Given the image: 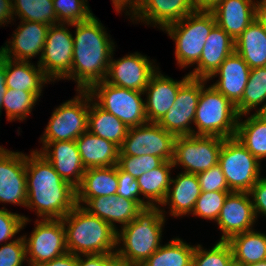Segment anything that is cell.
I'll return each mask as SVG.
<instances>
[{
    "mask_svg": "<svg viewBox=\"0 0 266 266\" xmlns=\"http://www.w3.org/2000/svg\"><path fill=\"white\" fill-rule=\"evenodd\" d=\"M77 256V266H111L116 260V253Z\"/></svg>",
    "mask_w": 266,
    "mask_h": 266,
    "instance_id": "c3c4849f",
    "label": "cell"
},
{
    "mask_svg": "<svg viewBox=\"0 0 266 266\" xmlns=\"http://www.w3.org/2000/svg\"><path fill=\"white\" fill-rule=\"evenodd\" d=\"M200 194L201 188L197 174L181 172L176 179H171L162 205L169 204L170 214L174 217L190 214Z\"/></svg>",
    "mask_w": 266,
    "mask_h": 266,
    "instance_id": "4316f807",
    "label": "cell"
},
{
    "mask_svg": "<svg viewBox=\"0 0 266 266\" xmlns=\"http://www.w3.org/2000/svg\"><path fill=\"white\" fill-rule=\"evenodd\" d=\"M26 258L23 236L0 247V266H22Z\"/></svg>",
    "mask_w": 266,
    "mask_h": 266,
    "instance_id": "ee69618b",
    "label": "cell"
},
{
    "mask_svg": "<svg viewBox=\"0 0 266 266\" xmlns=\"http://www.w3.org/2000/svg\"><path fill=\"white\" fill-rule=\"evenodd\" d=\"M26 207L42 219H62L76 204V188L63 180L37 150L26 155Z\"/></svg>",
    "mask_w": 266,
    "mask_h": 266,
    "instance_id": "6da1fadb",
    "label": "cell"
},
{
    "mask_svg": "<svg viewBox=\"0 0 266 266\" xmlns=\"http://www.w3.org/2000/svg\"><path fill=\"white\" fill-rule=\"evenodd\" d=\"M35 224L30 237L23 236L26 261L30 266L51 261L68 252L62 219H37Z\"/></svg>",
    "mask_w": 266,
    "mask_h": 266,
    "instance_id": "4fadbf2b",
    "label": "cell"
},
{
    "mask_svg": "<svg viewBox=\"0 0 266 266\" xmlns=\"http://www.w3.org/2000/svg\"><path fill=\"white\" fill-rule=\"evenodd\" d=\"M90 214L98 216L110 224L117 231L115 223L125 226L132 222L137 213L144 207L142 201L130 200L118 196L117 194L110 196H99L94 198H76V204L82 205Z\"/></svg>",
    "mask_w": 266,
    "mask_h": 266,
    "instance_id": "ac0fdd59",
    "label": "cell"
},
{
    "mask_svg": "<svg viewBox=\"0 0 266 266\" xmlns=\"http://www.w3.org/2000/svg\"><path fill=\"white\" fill-rule=\"evenodd\" d=\"M66 25L76 28L71 80L77 82L76 91H88L105 80L115 45L94 14L86 21Z\"/></svg>",
    "mask_w": 266,
    "mask_h": 266,
    "instance_id": "7a4b0ae2",
    "label": "cell"
},
{
    "mask_svg": "<svg viewBox=\"0 0 266 266\" xmlns=\"http://www.w3.org/2000/svg\"><path fill=\"white\" fill-rule=\"evenodd\" d=\"M235 51L250 69L266 66V27L255 19L235 39Z\"/></svg>",
    "mask_w": 266,
    "mask_h": 266,
    "instance_id": "f1b7e54d",
    "label": "cell"
},
{
    "mask_svg": "<svg viewBox=\"0 0 266 266\" xmlns=\"http://www.w3.org/2000/svg\"><path fill=\"white\" fill-rule=\"evenodd\" d=\"M216 20L211 11L195 10L164 31L175 41V57L181 68L197 64Z\"/></svg>",
    "mask_w": 266,
    "mask_h": 266,
    "instance_id": "8992f818",
    "label": "cell"
},
{
    "mask_svg": "<svg viewBox=\"0 0 266 266\" xmlns=\"http://www.w3.org/2000/svg\"><path fill=\"white\" fill-rule=\"evenodd\" d=\"M255 4H266V0L256 1Z\"/></svg>",
    "mask_w": 266,
    "mask_h": 266,
    "instance_id": "91938a15",
    "label": "cell"
},
{
    "mask_svg": "<svg viewBox=\"0 0 266 266\" xmlns=\"http://www.w3.org/2000/svg\"><path fill=\"white\" fill-rule=\"evenodd\" d=\"M117 165L85 170L81 184L76 188V198H94L117 194Z\"/></svg>",
    "mask_w": 266,
    "mask_h": 266,
    "instance_id": "f546056e",
    "label": "cell"
},
{
    "mask_svg": "<svg viewBox=\"0 0 266 266\" xmlns=\"http://www.w3.org/2000/svg\"><path fill=\"white\" fill-rule=\"evenodd\" d=\"M229 193L222 191L201 192L192 214L204 219L216 221Z\"/></svg>",
    "mask_w": 266,
    "mask_h": 266,
    "instance_id": "60d3db41",
    "label": "cell"
},
{
    "mask_svg": "<svg viewBox=\"0 0 266 266\" xmlns=\"http://www.w3.org/2000/svg\"><path fill=\"white\" fill-rule=\"evenodd\" d=\"M5 56L0 52V115L3 108L4 94L6 93Z\"/></svg>",
    "mask_w": 266,
    "mask_h": 266,
    "instance_id": "f5cc1de1",
    "label": "cell"
},
{
    "mask_svg": "<svg viewBox=\"0 0 266 266\" xmlns=\"http://www.w3.org/2000/svg\"><path fill=\"white\" fill-rule=\"evenodd\" d=\"M88 92L100 108L116 116L129 128L148 123L145 104L141 98L143 92L118 87L105 81L94 84Z\"/></svg>",
    "mask_w": 266,
    "mask_h": 266,
    "instance_id": "52a82bcc",
    "label": "cell"
},
{
    "mask_svg": "<svg viewBox=\"0 0 266 266\" xmlns=\"http://www.w3.org/2000/svg\"><path fill=\"white\" fill-rule=\"evenodd\" d=\"M221 0H193L196 10H212Z\"/></svg>",
    "mask_w": 266,
    "mask_h": 266,
    "instance_id": "db71d44e",
    "label": "cell"
},
{
    "mask_svg": "<svg viewBox=\"0 0 266 266\" xmlns=\"http://www.w3.org/2000/svg\"><path fill=\"white\" fill-rule=\"evenodd\" d=\"M0 202L26 207V154L0 146Z\"/></svg>",
    "mask_w": 266,
    "mask_h": 266,
    "instance_id": "2e32d148",
    "label": "cell"
},
{
    "mask_svg": "<svg viewBox=\"0 0 266 266\" xmlns=\"http://www.w3.org/2000/svg\"><path fill=\"white\" fill-rule=\"evenodd\" d=\"M42 143L43 147L38 152L53 165L63 180L77 188L81 184L86 169L82 163L76 141Z\"/></svg>",
    "mask_w": 266,
    "mask_h": 266,
    "instance_id": "d6986e66",
    "label": "cell"
},
{
    "mask_svg": "<svg viewBox=\"0 0 266 266\" xmlns=\"http://www.w3.org/2000/svg\"><path fill=\"white\" fill-rule=\"evenodd\" d=\"M13 14L21 21L41 22L47 25L57 24L53 0H12Z\"/></svg>",
    "mask_w": 266,
    "mask_h": 266,
    "instance_id": "8d00e7d4",
    "label": "cell"
},
{
    "mask_svg": "<svg viewBox=\"0 0 266 266\" xmlns=\"http://www.w3.org/2000/svg\"><path fill=\"white\" fill-rule=\"evenodd\" d=\"M49 27L50 25L41 22L21 21L13 34V41H7L10 45L2 46L0 52L5 57L18 61H29L41 52V59Z\"/></svg>",
    "mask_w": 266,
    "mask_h": 266,
    "instance_id": "ffe728a7",
    "label": "cell"
},
{
    "mask_svg": "<svg viewBox=\"0 0 266 266\" xmlns=\"http://www.w3.org/2000/svg\"><path fill=\"white\" fill-rule=\"evenodd\" d=\"M234 51L235 40L216 24L206 39L197 67L188 75L194 79L209 80L223 61Z\"/></svg>",
    "mask_w": 266,
    "mask_h": 266,
    "instance_id": "7402d4cb",
    "label": "cell"
},
{
    "mask_svg": "<svg viewBox=\"0 0 266 266\" xmlns=\"http://www.w3.org/2000/svg\"><path fill=\"white\" fill-rule=\"evenodd\" d=\"M246 266H266V260L259 261V262H256V263H252V264H249V265H246Z\"/></svg>",
    "mask_w": 266,
    "mask_h": 266,
    "instance_id": "680465c9",
    "label": "cell"
},
{
    "mask_svg": "<svg viewBox=\"0 0 266 266\" xmlns=\"http://www.w3.org/2000/svg\"><path fill=\"white\" fill-rule=\"evenodd\" d=\"M140 53L126 55L118 60L111 57L105 82L118 87L144 92L152 75L159 69Z\"/></svg>",
    "mask_w": 266,
    "mask_h": 266,
    "instance_id": "9a60e30c",
    "label": "cell"
},
{
    "mask_svg": "<svg viewBox=\"0 0 266 266\" xmlns=\"http://www.w3.org/2000/svg\"><path fill=\"white\" fill-rule=\"evenodd\" d=\"M62 222L68 252L82 257L116 253L119 246L117 230L98 216L90 214L83 205H76L62 218Z\"/></svg>",
    "mask_w": 266,
    "mask_h": 266,
    "instance_id": "3957f363",
    "label": "cell"
},
{
    "mask_svg": "<svg viewBox=\"0 0 266 266\" xmlns=\"http://www.w3.org/2000/svg\"><path fill=\"white\" fill-rule=\"evenodd\" d=\"M225 138L216 136H176L173 166H183V172L199 174L219 162V153Z\"/></svg>",
    "mask_w": 266,
    "mask_h": 266,
    "instance_id": "30bf717a",
    "label": "cell"
},
{
    "mask_svg": "<svg viewBox=\"0 0 266 266\" xmlns=\"http://www.w3.org/2000/svg\"><path fill=\"white\" fill-rule=\"evenodd\" d=\"M255 113L266 121V103H263L262 107L258 109Z\"/></svg>",
    "mask_w": 266,
    "mask_h": 266,
    "instance_id": "9f6ffc18",
    "label": "cell"
},
{
    "mask_svg": "<svg viewBox=\"0 0 266 266\" xmlns=\"http://www.w3.org/2000/svg\"><path fill=\"white\" fill-rule=\"evenodd\" d=\"M163 162L164 160L162 158L152 155H119L117 165L123 171L137 179L145 172L147 173L148 171L159 167Z\"/></svg>",
    "mask_w": 266,
    "mask_h": 266,
    "instance_id": "b9f144b4",
    "label": "cell"
},
{
    "mask_svg": "<svg viewBox=\"0 0 266 266\" xmlns=\"http://www.w3.org/2000/svg\"><path fill=\"white\" fill-rule=\"evenodd\" d=\"M266 101V66L253 68L250 71L248 83L242 99L235 105L239 116L250 114L251 109Z\"/></svg>",
    "mask_w": 266,
    "mask_h": 266,
    "instance_id": "d590c367",
    "label": "cell"
},
{
    "mask_svg": "<svg viewBox=\"0 0 266 266\" xmlns=\"http://www.w3.org/2000/svg\"><path fill=\"white\" fill-rule=\"evenodd\" d=\"M176 136L158 123L130 127L120 147L119 155H152L172 161Z\"/></svg>",
    "mask_w": 266,
    "mask_h": 266,
    "instance_id": "8fae6325",
    "label": "cell"
},
{
    "mask_svg": "<svg viewBox=\"0 0 266 266\" xmlns=\"http://www.w3.org/2000/svg\"><path fill=\"white\" fill-rule=\"evenodd\" d=\"M75 141L85 169L117 165L120 148L116 144L89 131Z\"/></svg>",
    "mask_w": 266,
    "mask_h": 266,
    "instance_id": "484cf974",
    "label": "cell"
},
{
    "mask_svg": "<svg viewBox=\"0 0 266 266\" xmlns=\"http://www.w3.org/2000/svg\"><path fill=\"white\" fill-rule=\"evenodd\" d=\"M92 105V106H91ZM129 127L109 112L100 108L90 95L88 131L121 147Z\"/></svg>",
    "mask_w": 266,
    "mask_h": 266,
    "instance_id": "4dcf8cb0",
    "label": "cell"
},
{
    "mask_svg": "<svg viewBox=\"0 0 266 266\" xmlns=\"http://www.w3.org/2000/svg\"><path fill=\"white\" fill-rule=\"evenodd\" d=\"M250 71L248 64L234 51L209 79L219 75V80L212 86L236 105L242 99Z\"/></svg>",
    "mask_w": 266,
    "mask_h": 266,
    "instance_id": "603a6c76",
    "label": "cell"
},
{
    "mask_svg": "<svg viewBox=\"0 0 266 266\" xmlns=\"http://www.w3.org/2000/svg\"><path fill=\"white\" fill-rule=\"evenodd\" d=\"M240 119L239 116L235 138L261 162L266 159V121L256 113L244 121Z\"/></svg>",
    "mask_w": 266,
    "mask_h": 266,
    "instance_id": "836d02e7",
    "label": "cell"
},
{
    "mask_svg": "<svg viewBox=\"0 0 266 266\" xmlns=\"http://www.w3.org/2000/svg\"><path fill=\"white\" fill-rule=\"evenodd\" d=\"M190 78L187 74L180 81L173 80L168 76H163L160 71H156L144 90L147 99L144 101L145 114L149 123H158L176 100L177 91Z\"/></svg>",
    "mask_w": 266,
    "mask_h": 266,
    "instance_id": "44dd1931",
    "label": "cell"
},
{
    "mask_svg": "<svg viewBox=\"0 0 266 266\" xmlns=\"http://www.w3.org/2000/svg\"><path fill=\"white\" fill-rule=\"evenodd\" d=\"M256 19L266 27V4H255Z\"/></svg>",
    "mask_w": 266,
    "mask_h": 266,
    "instance_id": "11a10c76",
    "label": "cell"
},
{
    "mask_svg": "<svg viewBox=\"0 0 266 266\" xmlns=\"http://www.w3.org/2000/svg\"><path fill=\"white\" fill-rule=\"evenodd\" d=\"M201 192H232L226 182L222 168L219 164L197 174Z\"/></svg>",
    "mask_w": 266,
    "mask_h": 266,
    "instance_id": "f6af8a7d",
    "label": "cell"
},
{
    "mask_svg": "<svg viewBox=\"0 0 266 266\" xmlns=\"http://www.w3.org/2000/svg\"><path fill=\"white\" fill-rule=\"evenodd\" d=\"M195 246L173 238L168 244L160 246L140 266H192Z\"/></svg>",
    "mask_w": 266,
    "mask_h": 266,
    "instance_id": "e575fe53",
    "label": "cell"
},
{
    "mask_svg": "<svg viewBox=\"0 0 266 266\" xmlns=\"http://www.w3.org/2000/svg\"><path fill=\"white\" fill-rule=\"evenodd\" d=\"M218 164L231 191L249 192L260 179V161L235 137L224 139Z\"/></svg>",
    "mask_w": 266,
    "mask_h": 266,
    "instance_id": "ba28073f",
    "label": "cell"
},
{
    "mask_svg": "<svg viewBox=\"0 0 266 266\" xmlns=\"http://www.w3.org/2000/svg\"><path fill=\"white\" fill-rule=\"evenodd\" d=\"M193 0H145L141 9L131 17L132 20L145 21L164 30L168 25L182 20L194 12Z\"/></svg>",
    "mask_w": 266,
    "mask_h": 266,
    "instance_id": "cb8c5ba5",
    "label": "cell"
},
{
    "mask_svg": "<svg viewBox=\"0 0 266 266\" xmlns=\"http://www.w3.org/2000/svg\"><path fill=\"white\" fill-rule=\"evenodd\" d=\"M87 0H53L57 23L74 24L88 20L91 13Z\"/></svg>",
    "mask_w": 266,
    "mask_h": 266,
    "instance_id": "ab89813d",
    "label": "cell"
},
{
    "mask_svg": "<svg viewBox=\"0 0 266 266\" xmlns=\"http://www.w3.org/2000/svg\"><path fill=\"white\" fill-rule=\"evenodd\" d=\"M73 35L65 23L50 25L39 67L50 81L71 79Z\"/></svg>",
    "mask_w": 266,
    "mask_h": 266,
    "instance_id": "7c38bea8",
    "label": "cell"
},
{
    "mask_svg": "<svg viewBox=\"0 0 266 266\" xmlns=\"http://www.w3.org/2000/svg\"><path fill=\"white\" fill-rule=\"evenodd\" d=\"M115 10L119 13L121 10H125L124 7H129V11L132 13L133 17L143 6L145 0H112Z\"/></svg>",
    "mask_w": 266,
    "mask_h": 266,
    "instance_id": "f907efd6",
    "label": "cell"
},
{
    "mask_svg": "<svg viewBox=\"0 0 266 266\" xmlns=\"http://www.w3.org/2000/svg\"><path fill=\"white\" fill-rule=\"evenodd\" d=\"M35 266H77V255L66 252L55 259Z\"/></svg>",
    "mask_w": 266,
    "mask_h": 266,
    "instance_id": "681fc988",
    "label": "cell"
},
{
    "mask_svg": "<svg viewBox=\"0 0 266 266\" xmlns=\"http://www.w3.org/2000/svg\"><path fill=\"white\" fill-rule=\"evenodd\" d=\"M28 221L30 220L23 215L12 213L4 207L0 209V242L7 243L8 239L11 240L19 233Z\"/></svg>",
    "mask_w": 266,
    "mask_h": 266,
    "instance_id": "7bdbcfd3",
    "label": "cell"
},
{
    "mask_svg": "<svg viewBox=\"0 0 266 266\" xmlns=\"http://www.w3.org/2000/svg\"><path fill=\"white\" fill-rule=\"evenodd\" d=\"M172 161H164L159 167L145 172L136 180L141 194L147 199V206H158L165 201L171 184Z\"/></svg>",
    "mask_w": 266,
    "mask_h": 266,
    "instance_id": "d6a6232c",
    "label": "cell"
},
{
    "mask_svg": "<svg viewBox=\"0 0 266 266\" xmlns=\"http://www.w3.org/2000/svg\"><path fill=\"white\" fill-rule=\"evenodd\" d=\"M256 218L258 214L266 216V178H260L249 191Z\"/></svg>",
    "mask_w": 266,
    "mask_h": 266,
    "instance_id": "7dc6e473",
    "label": "cell"
},
{
    "mask_svg": "<svg viewBox=\"0 0 266 266\" xmlns=\"http://www.w3.org/2000/svg\"><path fill=\"white\" fill-rule=\"evenodd\" d=\"M117 178H118V190H117L118 196H122L123 198H127L130 200L142 201V205L144 207L147 206V201H144L143 199L138 197L141 194V192L137 180L129 173L123 171L118 165H117Z\"/></svg>",
    "mask_w": 266,
    "mask_h": 266,
    "instance_id": "bcb514c9",
    "label": "cell"
},
{
    "mask_svg": "<svg viewBox=\"0 0 266 266\" xmlns=\"http://www.w3.org/2000/svg\"><path fill=\"white\" fill-rule=\"evenodd\" d=\"M111 266H137V265L122 262V261L117 259Z\"/></svg>",
    "mask_w": 266,
    "mask_h": 266,
    "instance_id": "6f0895ef",
    "label": "cell"
},
{
    "mask_svg": "<svg viewBox=\"0 0 266 266\" xmlns=\"http://www.w3.org/2000/svg\"><path fill=\"white\" fill-rule=\"evenodd\" d=\"M12 2V0H0V26L10 23L14 17Z\"/></svg>",
    "mask_w": 266,
    "mask_h": 266,
    "instance_id": "816d5d0a",
    "label": "cell"
},
{
    "mask_svg": "<svg viewBox=\"0 0 266 266\" xmlns=\"http://www.w3.org/2000/svg\"><path fill=\"white\" fill-rule=\"evenodd\" d=\"M207 81L201 79V94L194 118L198 131H194V135L235 137L239 118L236 106L212 85L205 89Z\"/></svg>",
    "mask_w": 266,
    "mask_h": 266,
    "instance_id": "5b68a950",
    "label": "cell"
},
{
    "mask_svg": "<svg viewBox=\"0 0 266 266\" xmlns=\"http://www.w3.org/2000/svg\"><path fill=\"white\" fill-rule=\"evenodd\" d=\"M232 249L235 264L246 266L266 260V234L253 229L232 236L227 241Z\"/></svg>",
    "mask_w": 266,
    "mask_h": 266,
    "instance_id": "1f68e13d",
    "label": "cell"
},
{
    "mask_svg": "<svg viewBox=\"0 0 266 266\" xmlns=\"http://www.w3.org/2000/svg\"><path fill=\"white\" fill-rule=\"evenodd\" d=\"M164 212L158 205L143 207L132 222L117 231V244L123 242L116 250L118 260L140 266L162 245Z\"/></svg>",
    "mask_w": 266,
    "mask_h": 266,
    "instance_id": "277c9868",
    "label": "cell"
},
{
    "mask_svg": "<svg viewBox=\"0 0 266 266\" xmlns=\"http://www.w3.org/2000/svg\"><path fill=\"white\" fill-rule=\"evenodd\" d=\"M257 220L249 192H230L216 220L222 231L221 241L253 229Z\"/></svg>",
    "mask_w": 266,
    "mask_h": 266,
    "instance_id": "e0dca14e",
    "label": "cell"
},
{
    "mask_svg": "<svg viewBox=\"0 0 266 266\" xmlns=\"http://www.w3.org/2000/svg\"><path fill=\"white\" fill-rule=\"evenodd\" d=\"M210 11L216 24L234 40L256 19L254 0H221Z\"/></svg>",
    "mask_w": 266,
    "mask_h": 266,
    "instance_id": "d4e9b609",
    "label": "cell"
},
{
    "mask_svg": "<svg viewBox=\"0 0 266 266\" xmlns=\"http://www.w3.org/2000/svg\"><path fill=\"white\" fill-rule=\"evenodd\" d=\"M200 94L201 79L190 77L179 88L175 103L158 124L175 136L194 135L195 130L190 124L194 123Z\"/></svg>",
    "mask_w": 266,
    "mask_h": 266,
    "instance_id": "5bb4252c",
    "label": "cell"
},
{
    "mask_svg": "<svg viewBox=\"0 0 266 266\" xmlns=\"http://www.w3.org/2000/svg\"><path fill=\"white\" fill-rule=\"evenodd\" d=\"M233 253L227 241L217 242L211 250L203 249L202 245L195 246L192 266H232Z\"/></svg>",
    "mask_w": 266,
    "mask_h": 266,
    "instance_id": "f35d334b",
    "label": "cell"
},
{
    "mask_svg": "<svg viewBox=\"0 0 266 266\" xmlns=\"http://www.w3.org/2000/svg\"><path fill=\"white\" fill-rule=\"evenodd\" d=\"M38 96L31 91L14 90L7 88L4 94L3 107L6 111L7 121L26 119L38 100Z\"/></svg>",
    "mask_w": 266,
    "mask_h": 266,
    "instance_id": "74e56055",
    "label": "cell"
},
{
    "mask_svg": "<svg viewBox=\"0 0 266 266\" xmlns=\"http://www.w3.org/2000/svg\"><path fill=\"white\" fill-rule=\"evenodd\" d=\"M6 86L14 90L31 91L41 96L45 83L50 82L37 63L18 61L5 57Z\"/></svg>",
    "mask_w": 266,
    "mask_h": 266,
    "instance_id": "83f0119b",
    "label": "cell"
},
{
    "mask_svg": "<svg viewBox=\"0 0 266 266\" xmlns=\"http://www.w3.org/2000/svg\"><path fill=\"white\" fill-rule=\"evenodd\" d=\"M79 95L62 103L51 115L41 142L76 140L88 131L90 93L77 91Z\"/></svg>",
    "mask_w": 266,
    "mask_h": 266,
    "instance_id": "9c48e42d",
    "label": "cell"
}]
</instances>
